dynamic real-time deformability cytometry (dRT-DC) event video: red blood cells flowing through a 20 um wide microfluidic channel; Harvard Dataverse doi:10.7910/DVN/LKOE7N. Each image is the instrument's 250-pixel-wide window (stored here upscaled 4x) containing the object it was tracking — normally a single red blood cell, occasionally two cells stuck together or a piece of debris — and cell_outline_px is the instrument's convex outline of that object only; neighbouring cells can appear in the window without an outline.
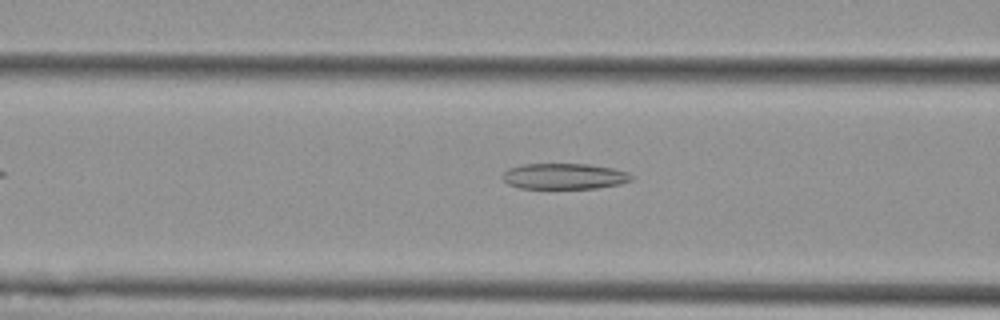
{"species": "Egyptian fruit bat (a non-hibernating species)", "species_latin": "Rousettus aegyptiacus", "temperature_condition": "cold", "stored_images_in_passage": 40, "camera_frame_rate_fps": 3000, "um_per_image_px": 0.085, "animal": {"sex": "female"}, "frame": {"image": 1, "passage_image": 10, "time_ms": 3.0, "image_size_px": [1000, 320], "cell_outline_px": [[632, 180], [620, 184], [596, 188], [520, 188], [508, 184], [500, 176], [508, 168], [520, 164], [588, 164], [612, 168], [628, 172], [632, 176]], "centroid_in_image_um": [47.93, 14.98], "position_along_channel_um": 118.7, "area_um2": 19.42}}
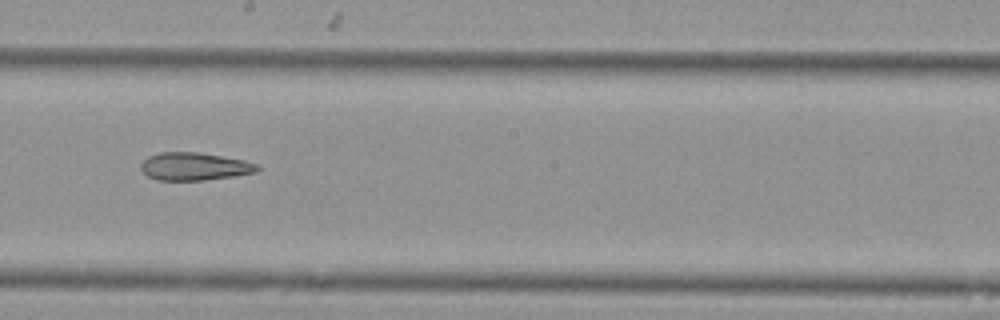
{"frame": {"image": 2, "passage_image": 19, "time_ms": 6.0, "image_size_px": [1000, 320], "cell_outline_px": [[260, 168], [256, 172], [232, 176], [204, 180], [156, 180], [148, 176], [140, 168], [140, 164], [148, 156], [160, 152], [200, 152], [244, 160], [256, 164]], "centroid_in_image_um": [16.5, 14.14], "position_along_channel_um": 231.7, "area_um2": 18.79}}
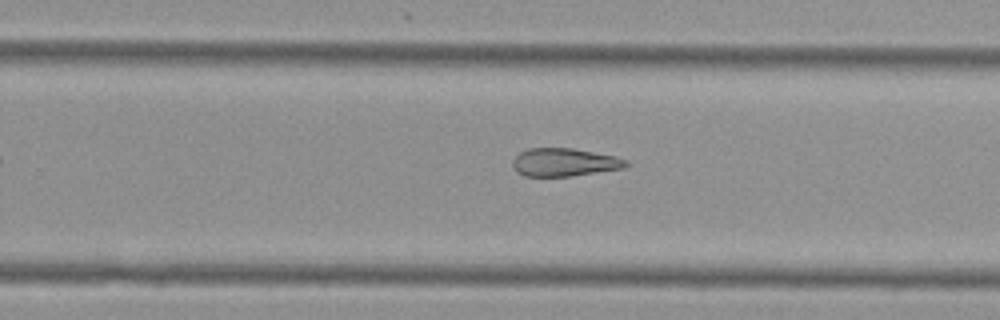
{"frame": {"image": 3, "passage_image": 23, "time_ms": 7.333, "image_size_px": [1000, 320], "cell_outline_px": [[632, 164], [624, 168], [572, 176], [524, 176], [516, 172], [512, 164], [512, 160], [520, 152], [528, 148], [572, 148], [616, 156], [628, 160]], "centroid_in_image_um": [48.0, 13.79], "position_along_channel_um": 281.8, "area_um2": 18.73}}